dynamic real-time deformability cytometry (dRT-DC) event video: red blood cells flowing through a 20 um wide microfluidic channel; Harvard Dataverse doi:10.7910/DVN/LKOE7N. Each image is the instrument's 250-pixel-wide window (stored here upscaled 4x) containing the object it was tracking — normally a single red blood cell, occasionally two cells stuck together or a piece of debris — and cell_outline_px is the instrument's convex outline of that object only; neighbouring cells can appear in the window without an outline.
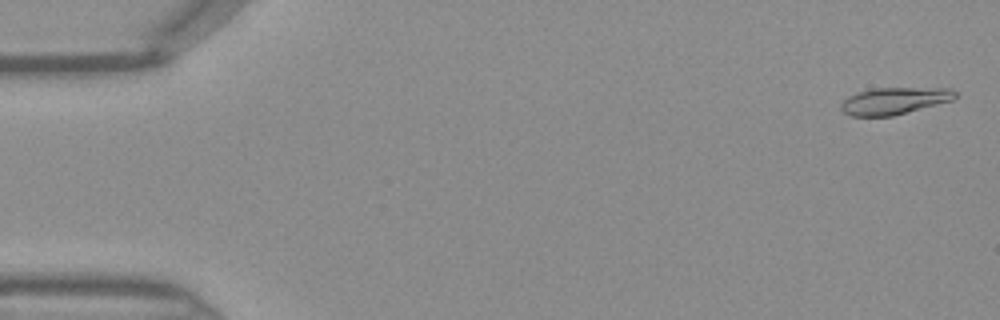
{"species": "Egyptian fruit bat (a non-hibernating species)", "species_latin": "Rousettus aegyptiacus", "temperature_condition": "warm", "stored_images_in_passage": 46, "camera_frame_rate_fps": 3000, "um_per_image_px": 0.085, "frame": {"image": 1, "passage_image": 2, "time_ms": 0.333, "image_size_px": [1000, 320], "cell_outline_px": [[956, 96], [952, 100], [892, 116], [852, 116], [844, 112], [840, 108], [840, 104], [848, 96], [856, 92], [872, 88], [952, 88], [956, 92]], "centroid_in_image_um": [75.99, 8.56], "position_along_channel_um": 9.0, "area_um2": 17.86}}
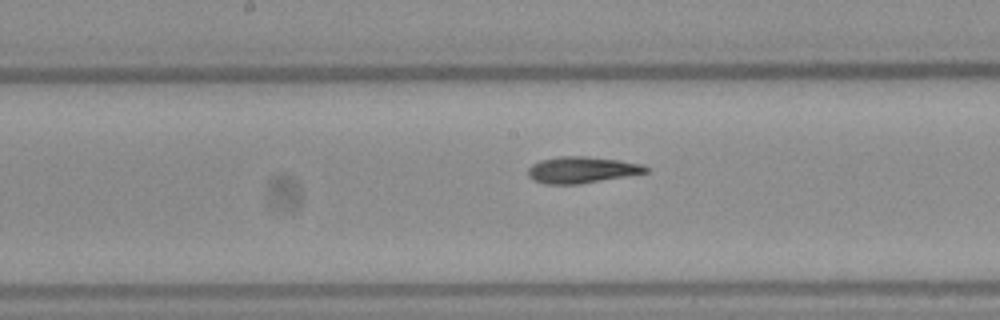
{"frame": {"image": 2, "passage_image": 24, "time_ms": 7.667, "image_size_px": [1000, 320], "cell_outline_px": [[648, 172], [580, 184], [544, 184], [532, 180], [528, 176], [528, 168], [532, 164], [540, 160], [560, 156], [584, 156], [620, 160], [640, 164], [648, 168]], "centroid_in_image_um": [49.4, 14.44], "position_along_channel_um": 198.8, "area_um2": 18.09}}
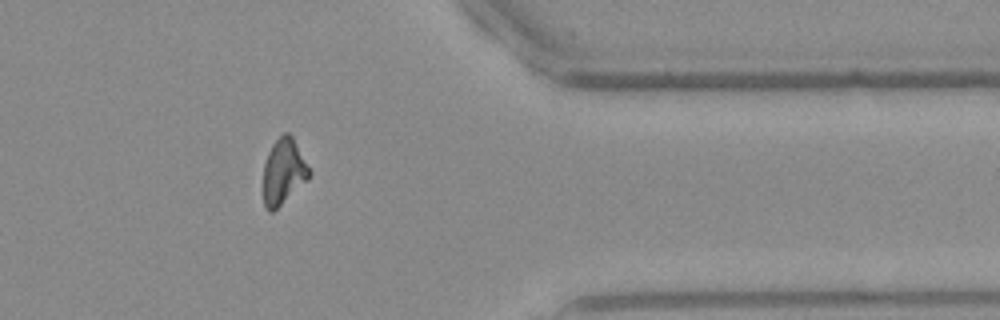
{"frame": {"image": 3, "passage_image": 38, "time_ms": 12.333, "image_size_px": [1000, 320], "cell_outline_px": [[312, 172], [308, 180], [272, 212], [268, 212], [264, 208], [264, 164], [268, 152], [272, 144], [284, 132], [288, 132], [292, 136]], "centroid_in_image_um": [24.11, 14.59], "position_along_channel_um": 387.3, "area_um2": 17.51}}